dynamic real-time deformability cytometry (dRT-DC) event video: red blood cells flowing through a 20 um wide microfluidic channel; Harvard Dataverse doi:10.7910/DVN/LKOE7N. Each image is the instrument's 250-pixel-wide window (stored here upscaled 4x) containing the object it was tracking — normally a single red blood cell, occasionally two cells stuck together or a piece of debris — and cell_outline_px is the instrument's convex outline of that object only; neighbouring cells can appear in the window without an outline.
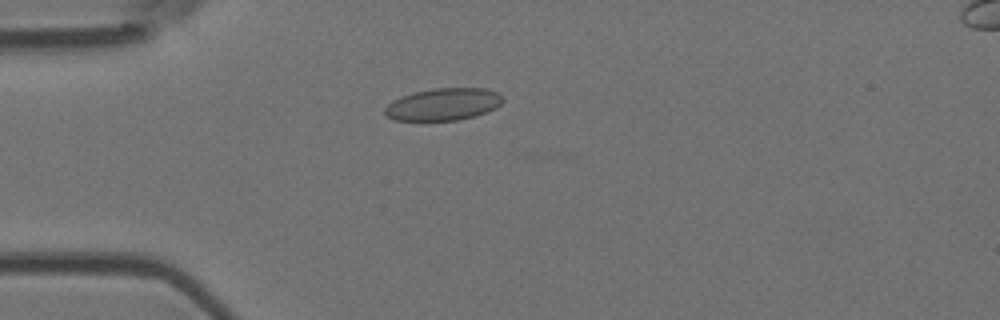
{"species": "Egyptian fruit bat (a non-hibernating species)", "species_latin": "Rousettus aegyptiacus", "temperature_condition": "room temperature", "stored_images_in_passage": 5, "camera_frame_rate_fps": 3000, "um_per_image_px": 0.085, "animal": {"sex": "female"}, "frame": {"image": 1, "passage_image": 5, "time_ms": 1.333, "image_size_px": [1000, 320], "cell_outline_px": [[504, 100], [496, 108], [476, 116], [456, 120], [392, 120], [384, 116], [384, 108], [392, 100], [416, 92], [432, 88], [484, 88], [496, 92], [504, 96]], "centroid_in_image_um": [37.68, 8.87], "position_along_channel_um": 47.3, "area_um2": 22.2}}